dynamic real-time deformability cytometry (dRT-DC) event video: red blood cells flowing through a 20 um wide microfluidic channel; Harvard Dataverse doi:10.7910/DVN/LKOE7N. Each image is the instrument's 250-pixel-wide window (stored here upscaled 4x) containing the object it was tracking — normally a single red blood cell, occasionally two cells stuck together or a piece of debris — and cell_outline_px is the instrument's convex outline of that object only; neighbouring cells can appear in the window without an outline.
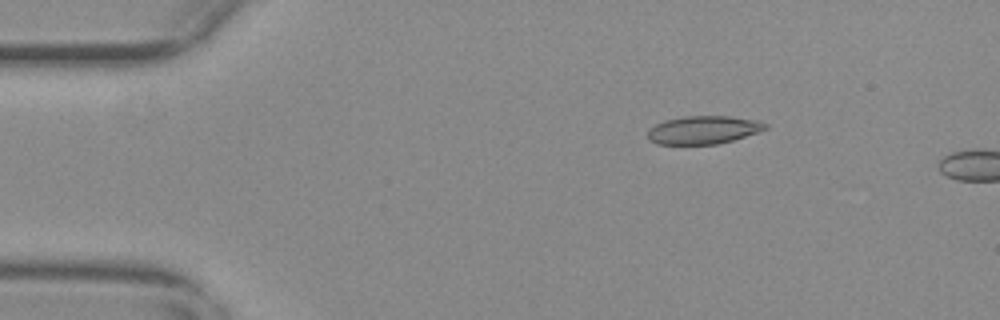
{"species": "common noctule bat (a hibernating species)", "species_latin": "Nyctalus noctula", "temperature_condition": "warm", "stored_images_in_passage": 4, "camera_frame_rate_fps": 3000, "um_per_image_px": 0.085, "animal": {"sex": "female", "body_mass_g": 29.2, "forearm_length_mm": 56.3}, "frame": {"image": 1, "passage_image": 1, "time_ms": 0.0, "image_size_px": [1000, 320], "cell_outline_px": [[768, 128], [760, 132], [732, 140], [716, 144], [656, 144], [648, 140], [648, 128], [664, 120], [684, 116], [728, 116], [756, 120], [768, 124]], "centroid_in_image_um": [59.77, 11.04], "position_along_channel_um": 25.2, "area_um2": 19.36}}